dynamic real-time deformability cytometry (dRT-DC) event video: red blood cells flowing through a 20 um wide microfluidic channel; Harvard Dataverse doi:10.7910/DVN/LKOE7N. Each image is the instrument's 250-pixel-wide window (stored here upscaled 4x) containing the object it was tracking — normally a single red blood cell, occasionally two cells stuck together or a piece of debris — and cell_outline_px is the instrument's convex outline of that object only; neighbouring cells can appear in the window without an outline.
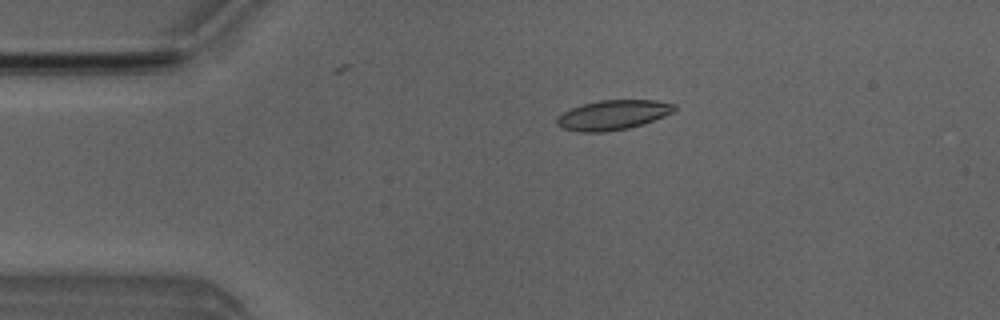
{"species": "Egyptian fruit bat (a non-hibernating species)", "species_latin": "Rousettus aegyptiacus", "temperature_condition": "room temperature", "stored_images_in_passage": 4, "camera_frame_rate_fps": 3000, "um_per_image_px": 0.085, "animal": {"sex": "male"}, "frame": {"image": 1, "passage_image": 3, "time_ms": 2.333, "image_size_px": [1000, 320], "cell_outline_px": [[676, 108], [672, 112], [664, 116], [628, 128], [604, 132], [580, 132], [564, 128], [556, 124], [556, 120], [564, 112], [580, 104], [600, 100], [656, 100], [676, 104]], "centroid_in_image_um": [52.1, 9.76], "position_along_channel_um": 32.9, "area_um2": 20.11}}